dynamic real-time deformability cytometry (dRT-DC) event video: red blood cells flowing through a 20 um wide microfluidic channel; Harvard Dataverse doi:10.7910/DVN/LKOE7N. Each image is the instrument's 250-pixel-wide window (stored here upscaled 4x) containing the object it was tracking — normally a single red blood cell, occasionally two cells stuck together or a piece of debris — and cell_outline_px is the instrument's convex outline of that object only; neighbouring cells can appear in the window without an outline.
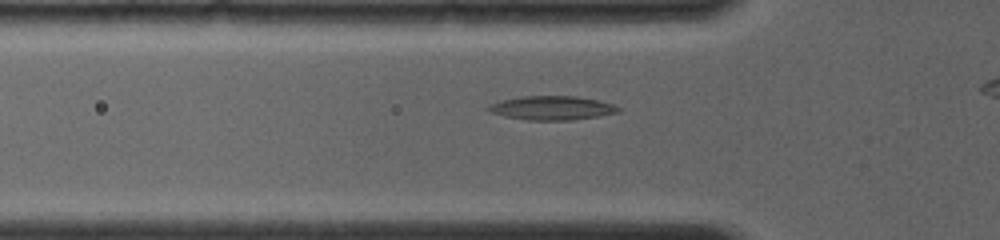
{"species": "common noctule bat (a hibernating species)", "species_latin": "Nyctalus noctula", "temperature_condition": "room temperature", "stored_images_in_passage": 8, "camera_frame_rate_fps": 4000, "um_per_image_px": 0.085, "animal": {"sex": "female", "body_mass_g": 19.0, "forearm_length_mm": 56.7}, "frame": {"image": 1, "passage_image": 6, "time_ms": 1.5, "image_size_px": [1000, 240], "cell_outline_px": [[620, 112], [600, 116], [572, 120], [528, 120], [504, 116], [488, 112], [484, 108], [488, 104], [500, 100], [520, 96], [576, 96], [596, 100], [612, 104], [620, 108]], "centroid_in_image_um": [46.84, 9.18], "position_along_channel_um": 79.0, "area_um2": 18.32}}